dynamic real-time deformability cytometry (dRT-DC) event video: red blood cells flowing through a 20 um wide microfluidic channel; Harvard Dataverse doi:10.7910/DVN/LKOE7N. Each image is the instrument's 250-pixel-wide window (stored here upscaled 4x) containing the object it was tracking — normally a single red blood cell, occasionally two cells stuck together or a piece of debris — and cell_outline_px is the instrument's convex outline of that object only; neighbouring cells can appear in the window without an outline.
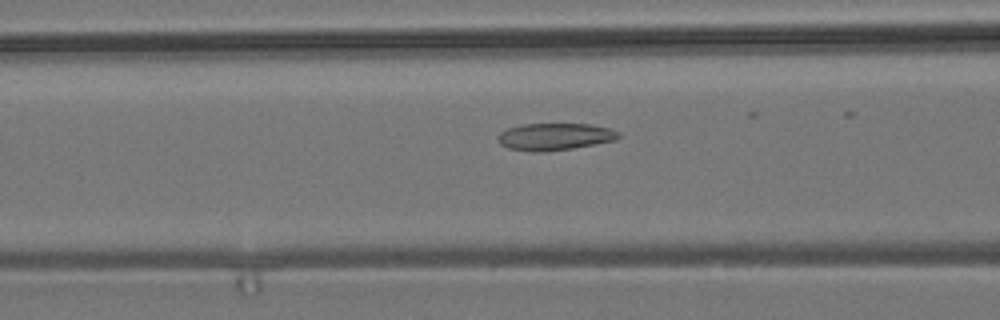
{"species": "common noctule bat (a hibernating species)", "species_latin": "Nyctalus noctula", "temperature_condition": "room temperature", "stored_images_in_passage": 43, "camera_frame_rate_fps": 3000, "um_per_image_px": 0.085, "animal": {"sex": "male", "body_mass_g": 19.2, "forearm_length_mm": 51.8}, "frame": {"image": 1, "passage_image": 22, "time_ms": 7.0, "image_size_px": [1000, 320], "cell_outline_px": [[620, 136], [616, 140], [572, 148], [540, 152], [532, 152], [508, 148], [500, 144], [496, 136], [500, 132], [508, 128], [524, 124], [592, 124], [612, 128], [620, 132]], "centroid_in_image_um": [47.16, 11.61], "position_along_channel_um": 119.4, "area_um2": 19.13}}
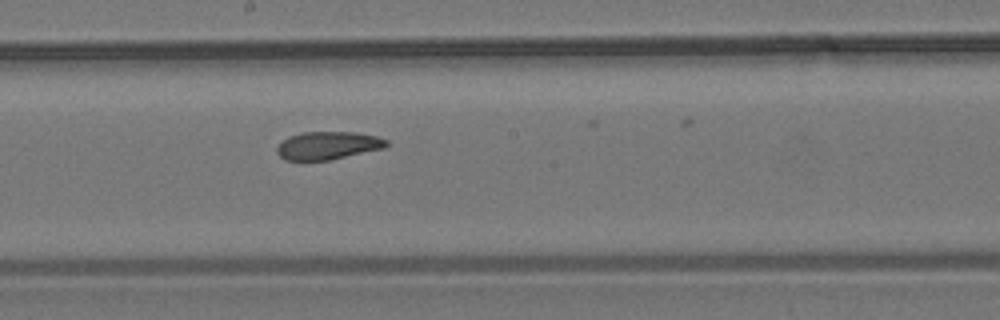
{"frame": {"image": 2, "passage_image": 30, "time_ms": 9.667, "image_size_px": [1000, 320], "cell_outline_px": [[388, 144], [384, 148], [328, 160], [284, 160], [276, 152], [276, 148], [288, 136], [300, 132], [356, 132], [376, 136], [388, 140]], "centroid_in_image_um": [27.85, 12.36], "position_along_channel_um": 220.3, "area_um2": 17.74}}
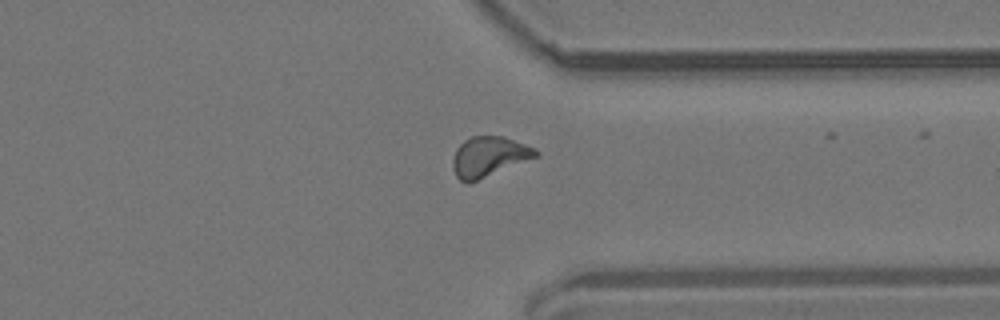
{"frame": {"image": 3, "passage_image": 42, "time_ms": 13.667, "image_size_px": [1000, 320], "cell_outline_px": [[540, 156], [468, 184], [460, 180], [456, 176], [452, 168], [452, 160], [456, 148], [464, 140], [472, 136], [504, 136], [536, 148], [540, 152]], "centroid_in_image_um": [41.57, 13.32], "position_along_channel_um": 369.8, "area_um2": 19.71}}